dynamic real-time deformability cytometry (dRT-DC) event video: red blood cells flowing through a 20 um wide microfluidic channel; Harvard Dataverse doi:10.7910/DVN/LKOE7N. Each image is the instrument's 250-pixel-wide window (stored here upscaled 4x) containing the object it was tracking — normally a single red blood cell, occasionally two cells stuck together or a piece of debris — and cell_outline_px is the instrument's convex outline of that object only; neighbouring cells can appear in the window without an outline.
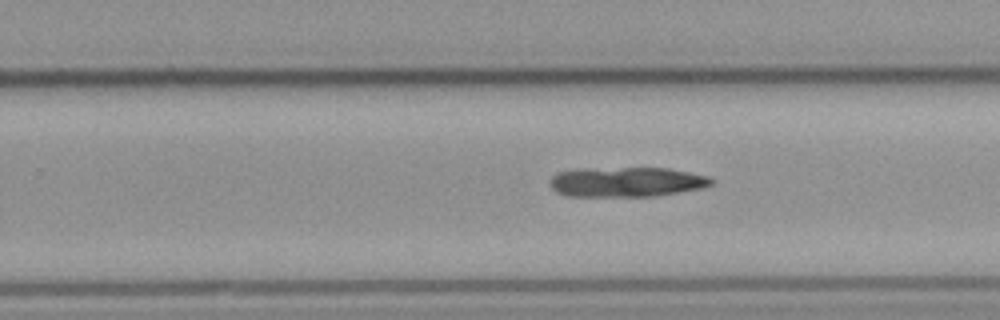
{"species": "common noctule bat (a hibernating species)", "species_latin": "Nyctalus noctula", "temperature_condition": "cold", "stored_images_in_passage": 21, "camera_frame_rate_fps": 3000, "um_per_image_px": 0.085, "animal": {"sex": "male", "body_mass_g": 23.1, "forearm_length_mm": 52.7}, "frame": {"image": 1, "passage_image": 12, "time_ms": 3.667, "image_size_px": [1000, 320], "cell_outline_px": [[716, 180], [712, 184], [704, 188], [652, 196], [568, 196], [556, 192], [548, 184], [548, 180], [556, 172], [624, 168], [668, 168], [708, 176]], "centroid_in_image_um": [53.29, 15.48], "position_along_channel_um": 276.5, "area_um2": 27.69}}